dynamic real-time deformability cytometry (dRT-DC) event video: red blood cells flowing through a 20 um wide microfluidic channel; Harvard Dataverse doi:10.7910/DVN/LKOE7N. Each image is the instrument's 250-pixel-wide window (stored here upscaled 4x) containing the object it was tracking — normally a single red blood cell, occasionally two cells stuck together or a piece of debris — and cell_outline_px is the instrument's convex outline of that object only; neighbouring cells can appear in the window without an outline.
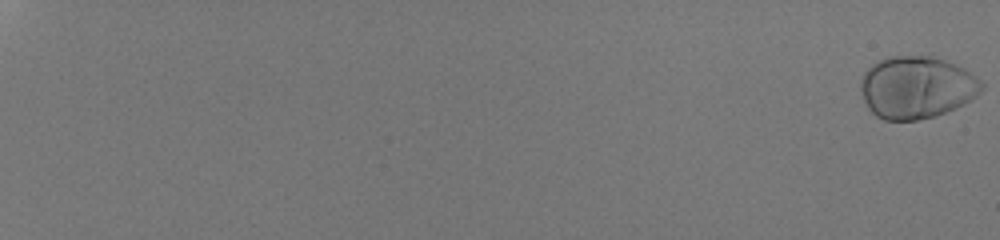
{"species": "human", "species_latin": "Homo sapiens", "temperature_condition": "room temperature", "stored_images_in_passage": 56, "camera_frame_rate_fps": 3000, "um_per_image_px": 0.085, "donor": {"sex": "male"}, "frame": {"image": 1, "passage_image": 1, "time_ms": 0.0, "image_size_px": [1000, 240], "cell_outline_px": [[984, 88], [976, 96], [964, 104], [956, 108], [936, 116], [916, 120], [884, 120], [876, 116], [868, 108], [864, 100], [860, 88], [860, 80], [864, 72], [872, 64], [888, 56], [932, 52], [964, 68], [980, 80], [984, 84]], "centroid_in_image_um": [77.93, 7.37], "position_along_channel_um": 7.1, "area_um2": 45.08}}
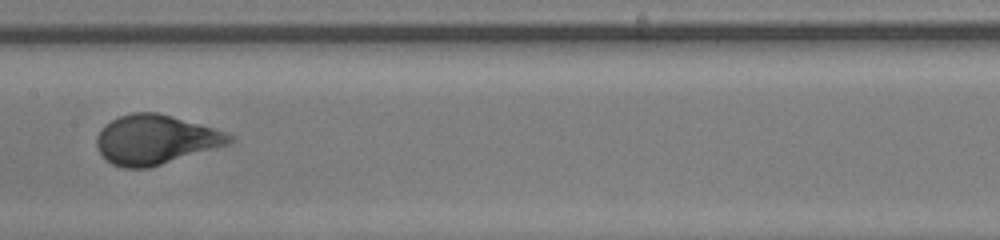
{"frame": {"image": 2, "passage_image": 35, "time_ms": 11.333, "image_size_px": [1000, 240], "cell_outline_px": [[236, 140], [228, 144], [148, 168], [124, 168], [112, 164], [100, 152], [96, 144], [96, 136], [100, 128], [112, 120], [120, 116], [132, 112], [156, 112], [172, 116], [200, 124], [236, 136]], "centroid_in_image_um": [13.2, 11.86], "position_along_channel_um": 194.2, "area_um2": 37.92}}
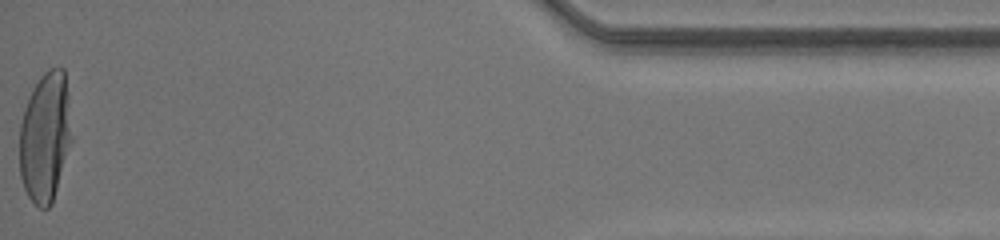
{"frame": {"image": 3, "passage_image": 56, "time_ms": 18.333, "image_size_px": [1000, 240], "cell_outline_px": [[72, 140], [52, 204], [48, 208], [40, 208], [28, 196], [24, 188], [20, 176], [20, 124], [24, 108], [32, 88], [40, 76], [48, 68], [64, 68], [68, 92], [72, 136]], "centroid_in_image_um": [3.85, 11.62], "position_along_channel_um": 431.4, "area_um2": 39.77}, "authors_computed_cell_mechanics": {"area_um2": 39.5352, "velocity_mm_per_s": 4.2427, "shape_relaxation_time_tau1_ms": 3.1292, "shape_relaxation_time_tau2_ms": null, "deformation_change_tau1": 0.2015, "deformation_change_tau2": null}}